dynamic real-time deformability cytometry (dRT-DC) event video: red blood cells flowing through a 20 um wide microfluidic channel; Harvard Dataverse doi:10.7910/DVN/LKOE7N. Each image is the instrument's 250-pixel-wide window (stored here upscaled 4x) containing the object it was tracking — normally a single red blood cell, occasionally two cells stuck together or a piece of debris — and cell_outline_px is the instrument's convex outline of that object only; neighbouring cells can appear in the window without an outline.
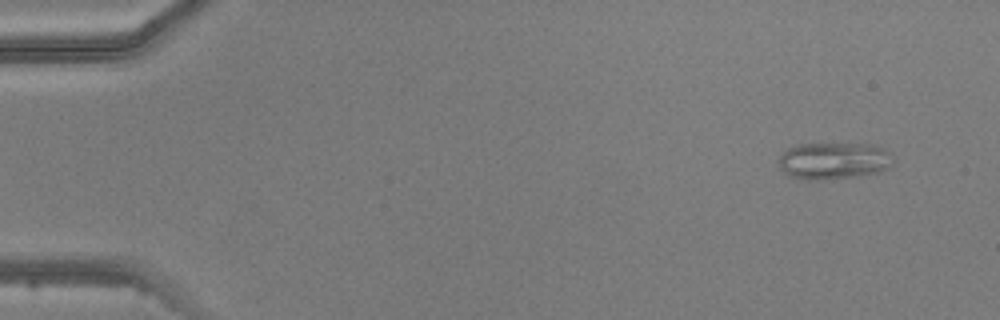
{"species": "common noctule bat (a hibernating species)", "species_latin": "Nyctalus noctula", "temperature_condition": "warm", "stored_images_in_passage": 3, "camera_frame_rate_fps": 3000, "um_per_image_px": 0.085, "animal": {"sex": "male", "body_mass_g": 20.5, "forearm_length_mm": 52.5}, "frame": {"image": 1, "passage_image": 1, "time_ms": 0.0, "image_size_px": [1000, 320], "cell_outline_px": [[892, 164], [888, 168], [880, 172], [856, 176], [816, 180], [796, 180], [788, 176], [780, 168], [780, 156], [788, 148], [800, 144], [868, 144], [884, 148], [892, 152]], "centroid_in_image_um": [70.87, 13.68], "position_along_channel_um": 14.1, "area_um2": 24.74}}
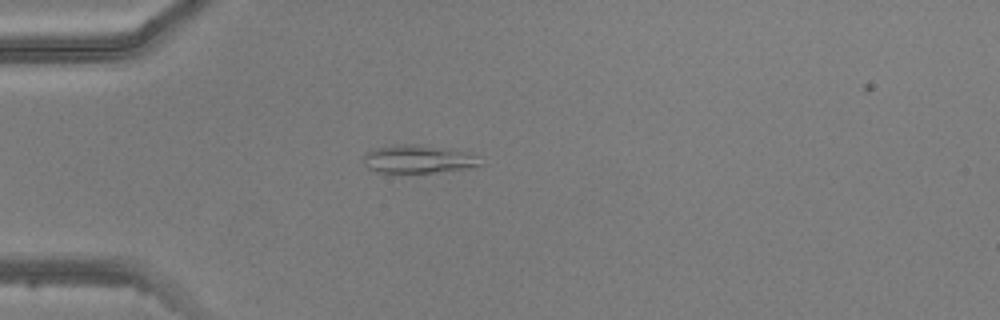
{"frame": {"image": 2, "passage_image": 3, "time_ms": 3.333, "image_size_px": [1000, 320], "cell_outline_px": [[484, 164], [472, 168], [432, 172], [376, 172], [368, 168], [364, 164], [364, 156], [372, 148], [392, 144], [416, 144], [468, 152], [476, 156]], "centroid_in_image_um": [35.54, 13.52], "position_along_channel_um": 49.5, "area_um2": 19.13}}